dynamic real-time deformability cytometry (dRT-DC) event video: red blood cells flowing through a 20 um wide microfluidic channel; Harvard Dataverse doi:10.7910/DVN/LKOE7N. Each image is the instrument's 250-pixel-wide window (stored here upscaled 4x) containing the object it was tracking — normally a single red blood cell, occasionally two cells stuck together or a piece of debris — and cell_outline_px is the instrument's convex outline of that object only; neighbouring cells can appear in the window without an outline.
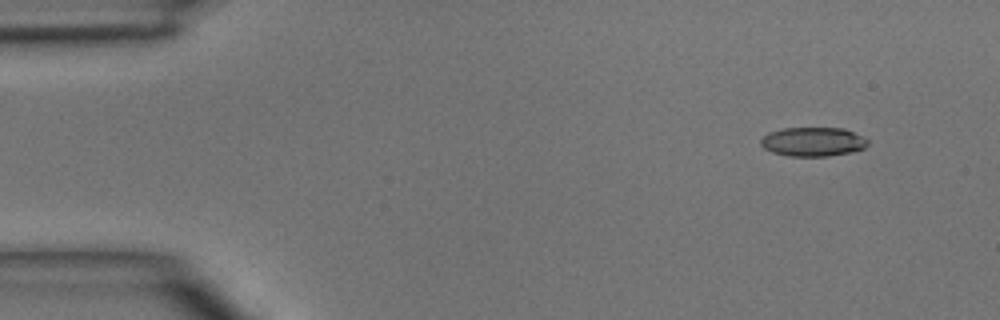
{"species": "common noctule bat (a hibernating species)", "species_latin": "Nyctalus noctula", "temperature_condition": "room temperature", "stored_images_in_passage": 7, "camera_frame_rate_fps": 3000, "um_per_image_px": 0.085, "animal": {"sex": "male", "body_mass_g": 15.6}, "frame": {"image": 1, "passage_image": 1, "time_ms": 0.0, "image_size_px": [1000, 320], "cell_outline_px": [[868, 144], [864, 148], [852, 152], [828, 156], [788, 156], [772, 152], [764, 148], [760, 144], [760, 140], [768, 132], [784, 128], [844, 128], [864, 136], [868, 140]], "centroid_in_image_um": [69.11, 12.04], "position_along_channel_um": 15.9, "area_um2": 18.26}}
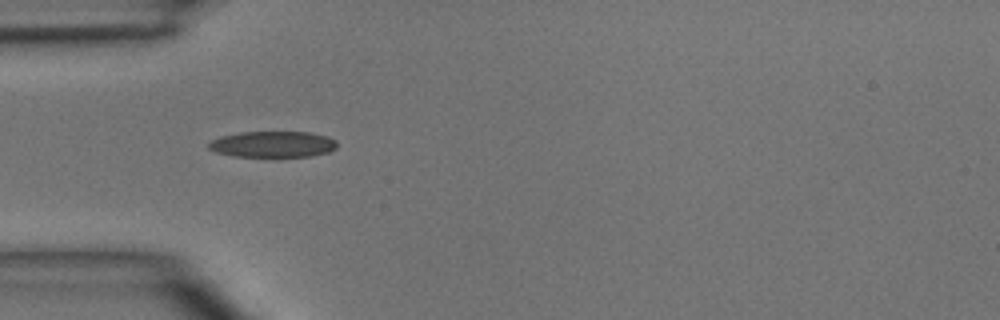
{"frame": {"image": 2, "passage_image": 4, "time_ms": 3.333, "image_size_px": [1000, 320], "cell_outline_px": [[336, 148], [328, 152], [312, 156], [280, 160], [232, 156], [216, 152], [208, 148], [208, 144], [212, 140], [220, 136], [240, 132], [312, 132], [328, 136], [336, 140]], "centroid_in_image_um": [23.21, 12.31], "position_along_channel_um": 61.8, "area_um2": 20.69}}
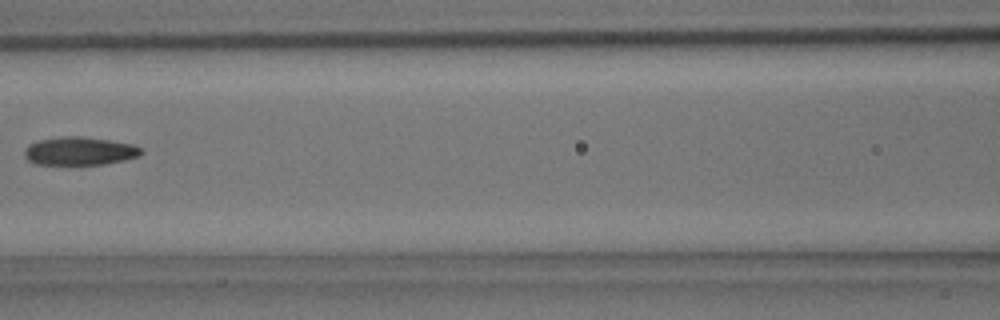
{"frame": {"image": 3, "passage_image": 6, "time_ms": 5.667, "image_size_px": [1000, 320], "cell_outline_px": [[144, 152], [140, 156], [124, 160], [104, 164], [36, 164], [28, 160], [24, 156], [24, 148], [28, 144], [36, 140], [64, 136], [80, 136], [108, 140], [132, 144], [140, 148]], "centroid_in_image_um": [6.73, 12.83], "position_along_channel_um": 159.9, "area_um2": 19.25}}